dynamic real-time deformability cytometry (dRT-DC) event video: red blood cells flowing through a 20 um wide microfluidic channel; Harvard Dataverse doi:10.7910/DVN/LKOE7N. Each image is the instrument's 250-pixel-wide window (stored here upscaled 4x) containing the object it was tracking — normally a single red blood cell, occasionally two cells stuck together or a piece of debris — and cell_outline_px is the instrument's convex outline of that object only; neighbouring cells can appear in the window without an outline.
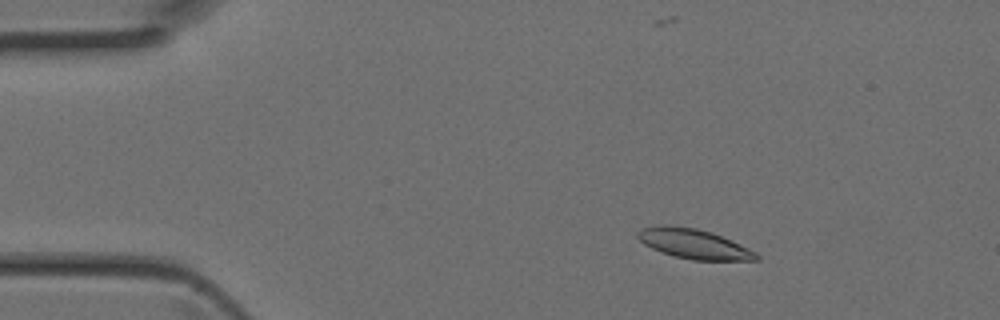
{"species": "Egyptian fruit bat (a non-hibernating species)", "species_latin": "Rousettus aegyptiacus", "temperature_condition": "room temperature", "stored_images_in_passage": 45, "camera_frame_rate_fps": 3000, "um_per_image_px": 0.085, "animal": {"sex": "female"}, "frame": {"image": 1, "passage_image": 7, "time_ms": 2.0, "image_size_px": [1000, 320], "cell_outline_px": [[760, 260], [692, 260], [660, 252], [644, 244], [636, 236], [636, 232], [644, 228], [660, 224], [668, 224], [696, 228], [712, 232], [732, 240], [756, 252], [760, 256]], "centroid_in_image_um": [58.98, 20.71], "position_along_channel_um": 26.0, "area_um2": 20.69}}
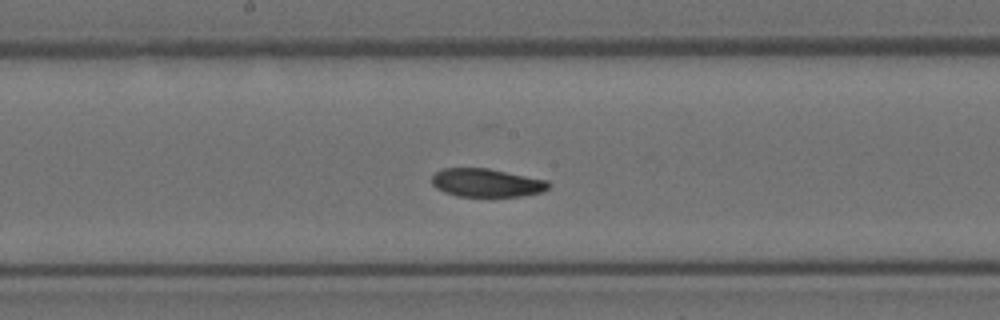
{"frame": {"image": 2, "passage_image": 23, "time_ms": 7.333, "image_size_px": [1000, 320], "cell_outline_px": [[552, 184], [548, 188], [540, 192], [520, 196], [456, 196], [444, 192], [436, 188], [432, 184], [432, 176], [440, 168], [488, 168], [548, 180]], "centroid_in_image_um": [41.34, 15.53], "position_along_channel_um": 206.9, "area_um2": 19.31}}
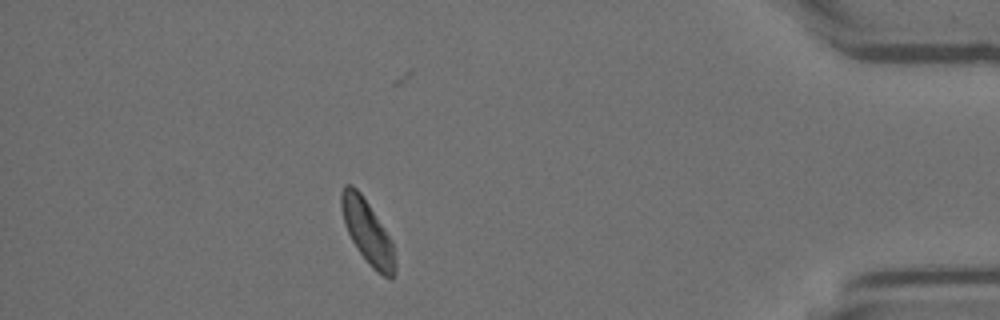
{"frame": {"image": 3, "passage_image": 39, "time_ms": 12.667, "image_size_px": [1000, 320], "cell_outline_px": [[396, 268], [392, 280], [376, 272], [368, 264], [356, 248], [344, 224], [340, 208], [340, 192], [344, 184], [352, 184], [360, 192], [392, 240], [396, 260]], "centroid_in_image_um": [31.22, 19.72], "position_along_channel_um": 404.0, "area_um2": 20.11}}